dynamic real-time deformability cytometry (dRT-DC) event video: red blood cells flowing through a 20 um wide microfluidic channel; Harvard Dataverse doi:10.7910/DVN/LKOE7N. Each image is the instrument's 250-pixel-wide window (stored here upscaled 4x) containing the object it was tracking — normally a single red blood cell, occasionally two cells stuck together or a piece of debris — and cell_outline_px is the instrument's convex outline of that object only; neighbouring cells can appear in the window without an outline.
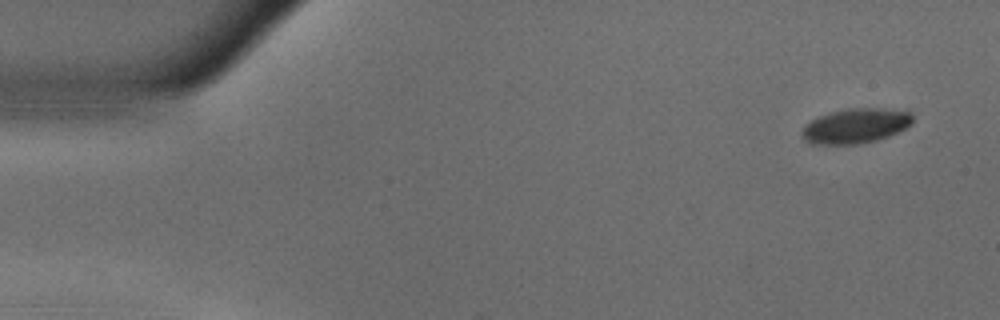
{"species": "common noctule bat (a hibernating species)", "species_latin": "Nyctalus noctula", "temperature_condition": "warm", "stored_images_in_passage": 53, "camera_frame_rate_fps": 3000, "um_per_image_px": 0.085, "animal": {"sex": "male", "body_mass_g": 18.8}, "frame": {"image": 1, "passage_image": 1, "time_ms": 0.0, "image_size_px": [1000, 320], "cell_outline_px": [[912, 124], [888, 136], [876, 140], [856, 144], [812, 144], [804, 140], [800, 132], [804, 124], [828, 112], [848, 108], [908, 108], [912, 112]], "centroid_in_image_um": [72.75, 10.67], "position_along_channel_um": 12.2, "area_um2": 22.89}}
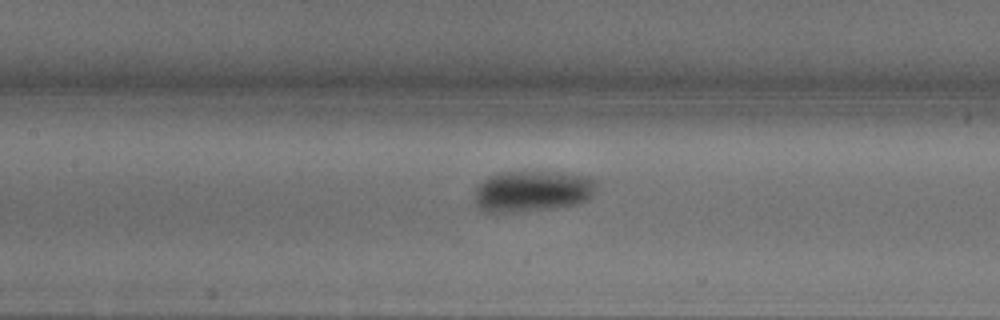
{"frame": {"image": 2, "passage_image": 23, "time_ms": 7.333, "image_size_px": [1000, 320], "cell_outline_px": [[596, 184], [592, 196], [588, 200], [576, 204], [556, 208], [516, 212], [484, 212], [476, 204], [476, 188], [488, 176], [500, 172], [544, 172], [588, 176], [596, 180]], "centroid_in_image_um": [45.25, 16.26], "position_along_channel_um": 162.1, "area_um2": 29.07}}
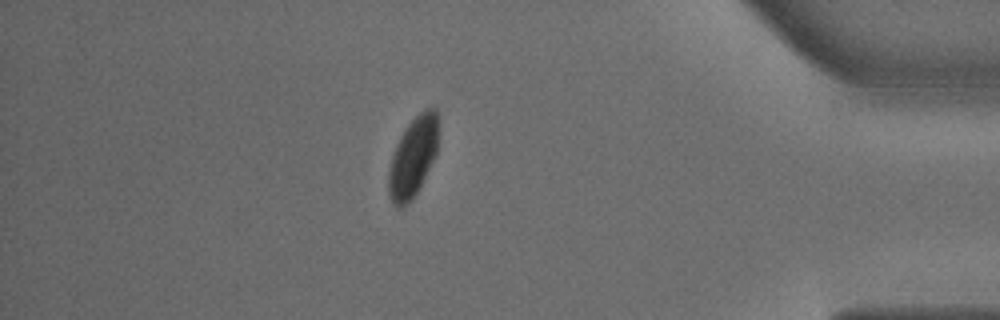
{"frame": {"image": 3, "passage_image": 46, "time_ms": 15.0, "image_size_px": [1000, 320], "cell_outline_px": [[440, 120], [436, 152], [412, 200], [400, 208], [396, 208], [392, 204], [388, 196], [388, 172], [392, 156], [396, 144], [400, 136], [408, 124], [424, 108], [436, 108]], "centroid_in_image_um": [35.1, 13.32], "position_along_channel_um": 400.1, "area_um2": 23.18}, "authors_computed_cell_mechanics": {"area_um2": 25.2586, "velocity_mm_per_s": 3.6141, "shape_relaxation_time_tau1_ms": 4.664, "shape_relaxation_time_tau2_ms": null, "deformation_change_tau1": 0.1592, "deformation_change_tau2": null}}